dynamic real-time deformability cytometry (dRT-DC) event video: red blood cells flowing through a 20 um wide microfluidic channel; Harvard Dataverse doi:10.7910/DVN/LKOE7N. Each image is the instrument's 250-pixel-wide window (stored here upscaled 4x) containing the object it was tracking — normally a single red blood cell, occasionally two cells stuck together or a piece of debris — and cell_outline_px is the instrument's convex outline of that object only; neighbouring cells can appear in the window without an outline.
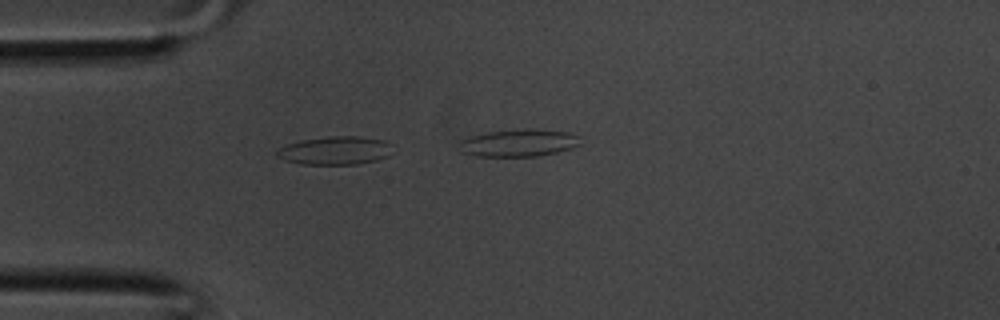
{"species": "common noctule bat (a hibernating species)", "species_latin": "Nyctalus noctula", "temperature_condition": "room temperature", "stored_images_in_passage": 4, "camera_frame_rate_fps": 3000, "um_per_image_px": 0.085, "animal": {"sex": "male", "body_mass_g": 20.1, "forearm_length_mm": 53.5}, "frame": {"image": 1, "passage_image": 1, "time_ms": 0.0, "image_size_px": [1000, 320], "cell_outline_px": [[392, 144], [388, 156], [376, 160], [360, 164], [300, 164], [284, 160], [276, 156], [276, 148], [300, 140], [328, 136], [360, 136], [384, 140]], "centroid_in_image_um": [28.46, 12.79], "position_along_channel_um": 56.5, "area_um2": 19.25}}
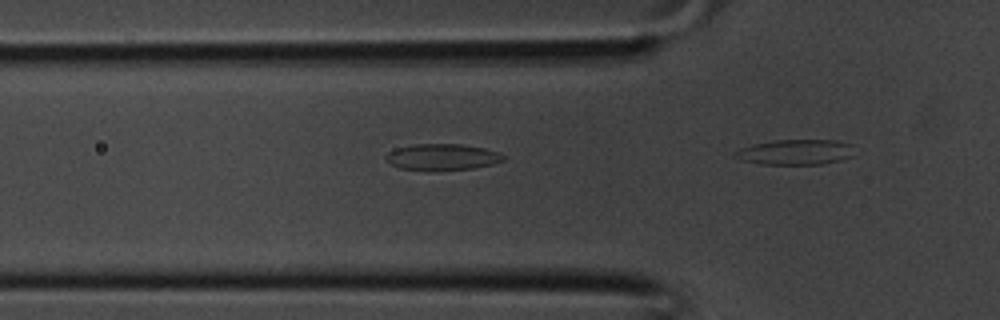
{"frame": {"image": 2, "passage_image": 3, "time_ms": 0.667, "image_size_px": [1000, 320], "cell_outline_px": [[504, 160], [492, 164], [472, 168], [436, 172], [428, 172], [400, 168], [392, 164], [384, 156], [388, 152], [396, 148], [416, 144], [460, 144], [484, 148], [500, 152], [504, 156]], "centroid_in_image_um": [37.58, 13.37], "position_along_channel_um": 88.2, "area_um2": 18.32}}